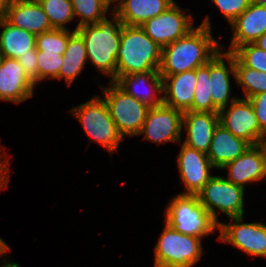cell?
Returning a JSON list of instances; mask_svg holds the SVG:
<instances>
[{"label": "cell", "mask_w": 266, "mask_h": 267, "mask_svg": "<svg viewBox=\"0 0 266 267\" xmlns=\"http://www.w3.org/2000/svg\"><path fill=\"white\" fill-rule=\"evenodd\" d=\"M6 20L35 35L54 29L38 0L10 1Z\"/></svg>", "instance_id": "cell-20"}, {"label": "cell", "mask_w": 266, "mask_h": 267, "mask_svg": "<svg viewBox=\"0 0 266 267\" xmlns=\"http://www.w3.org/2000/svg\"><path fill=\"white\" fill-rule=\"evenodd\" d=\"M209 62L196 69V86L191 111L219 113L209 93Z\"/></svg>", "instance_id": "cell-28"}, {"label": "cell", "mask_w": 266, "mask_h": 267, "mask_svg": "<svg viewBox=\"0 0 266 267\" xmlns=\"http://www.w3.org/2000/svg\"><path fill=\"white\" fill-rule=\"evenodd\" d=\"M174 0H119L113 12L123 25L141 26L146 20L166 11Z\"/></svg>", "instance_id": "cell-23"}, {"label": "cell", "mask_w": 266, "mask_h": 267, "mask_svg": "<svg viewBox=\"0 0 266 267\" xmlns=\"http://www.w3.org/2000/svg\"><path fill=\"white\" fill-rule=\"evenodd\" d=\"M162 48L141 26L123 25L116 60V80L132 73L159 71Z\"/></svg>", "instance_id": "cell-3"}, {"label": "cell", "mask_w": 266, "mask_h": 267, "mask_svg": "<svg viewBox=\"0 0 266 267\" xmlns=\"http://www.w3.org/2000/svg\"><path fill=\"white\" fill-rule=\"evenodd\" d=\"M0 52L2 57L17 59L32 54L36 35L10 24L6 19L0 22Z\"/></svg>", "instance_id": "cell-24"}, {"label": "cell", "mask_w": 266, "mask_h": 267, "mask_svg": "<svg viewBox=\"0 0 266 267\" xmlns=\"http://www.w3.org/2000/svg\"><path fill=\"white\" fill-rule=\"evenodd\" d=\"M219 170H227L225 178L244 189L247 184L266 180V156L262 145H251L240 157Z\"/></svg>", "instance_id": "cell-15"}, {"label": "cell", "mask_w": 266, "mask_h": 267, "mask_svg": "<svg viewBox=\"0 0 266 267\" xmlns=\"http://www.w3.org/2000/svg\"><path fill=\"white\" fill-rule=\"evenodd\" d=\"M98 85L103 93L101 97L105 100L110 116L122 137L125 139L128 136H138L149 107L126 93L114 81H109L108 87Z\"/></svg>", "instance_id": "cell-7"}, {"label": "cell", "mask_w": 266, "mask_h": 267, "mask_svg": "<svg viewBox=\"0 0 266 267\" xmlns=\"http://www.w3.org/2000/svg\"><path fill=\"white\" fill-rule=\"evenodd\" d=\"M54 29L71 30L67 23L75 20L71 0H38Z\"/></svg>", "instance_id": "cell-29"}, {"label": "cell", "mask_w": 266, "mask_h": 267, "mask_svg": "<svg viewBox=\"0 0 266 267\" xmlns=\"http://www.w3.org/2000/svg\"><path fill=\"white\" fill-rule=\"evenodd\" d=\"M10 251H11L10 246L0 237V257H2L3 259L2 261L3 264L1 263L0 267H14L17 264L16 262L13 261L9 262L10 260H6V254H8L7 252Z\"/></svg>", "instance_id": "cell-37"}, {"label": "cell", "mask_w": 266, "mask_h": 267, "mask_svg": "<svg viewBox=\"0 0 266 267\" xmlns=\"http://www.w3.org/2000/svg\"><path fill=\"white\" fill-rule=\"evenodd\" d=\"M245 67L266 72V51L254 43L239 46L232 53Z\"/></svg>", "instance_id": "cell-31"}, {"label": "cell", "mask_w": 266, "mask_h": 267, "mask_svg": "<svg viewBox=\"0 0 266 267\" xmlns=\"http://www.w3.org/2000/svg\"><path fill=\"white\" fill-rule=\"evenodd\" d=\"M186 12L175 2L162 14L146 20L141 27L154 42L164 48L195 27L193 16Z\"/></svg>", "instance_id": "cell-10"}, {"label": "cell", "mask_w": 266, "mask_h": 267, "mask_svg": "<svg viewBox=\"0 0 266 267\" xmlns=\"http://www.w3.org/2000/svg\"><path fill=\"white\" fill-rule=\"evenodd\" d=\"M181 144L177 154V168L184 192L181 194L197 195L213 176L210 171L214 167L206 153Z\"/></svg>", "instance_id": "cell-12"}, {"label": "cell", "mask_w": 266, "mask_h": 267, "mask_svg": "<svg viewBox=\"0 0 266 267\" xmlns=\"http://www.w3.org/2000/svg\"><path fill=\"white\" fill-rule=\"evenodd\" d=\"M20 65L25 70L27 76L35 83L39 84V72L37 65V49L36 47L32 49V54L21 55L17 58Z\"/></svg>", "instance_id": "cell-35"}, {"label": "cell", "mask_w": 266, "mask_h": 267, "mask_svg": "<svg viewBox=\"0 0 266 267\" xmlns=\"http://www.w3.org/2000/svg\"><path fill=\"white\" fill-rule=\"evenodd\" d=\"M216 8L220 10L229 24L234 21L245 9H247L252 0H210Z\"/></svg>", "instance_id": "cell-33"}, {"label": "cell", "mask_w": 266, "mask_h": 267, "mask_svg": "<svg viewBox=\"0 0 266 267\" xmlns=\"http://www.w3.org/2000/svg\"><path fill=\"white\" fill-rule=\"evenodd\" d=\"M68 111L79 121L90 138L88 144L92 142L100 144L110 156L117 152L120 143L125 141L110 116L105 100L99 95H94L87 102L75 105Z\"/></svg>", "instance_id": "cell-5"}, {"label": "cell", "mask_w": 266, "mask_h": 267, "mask_svg": "<svg viewBox=\"0 0 266 267\" xmlns=\"http://www.w3.org/2000/svg\"><path fill=\"white\" fill-rule=\"evenodd\" d=\"M236 85L242 87L244 96L250 97L266 92V72L257 71L255 69L245 67L235 57Z\"/></svg>", "instance_id": "cell-27"}, {"label": "cell", "mask_w": 266, "mask_h": 267, "mask_svg": "<svg viewBox=\"0 0 266 267\" xmlns=\"http://www.w3.org/2000/svg\"><path fill=\"white\" fill-rule=\"evenodd\" d=\"M229 25L233 35L226 52L233 53L239 46L254 43L266 32V6L252 2Z\"/></svg>", "instance_id": "cell-17"}, {"label": "cell", "mask_w": 266, "mask_h": 267, "mask_svg": "<svg viewBox=\"0 0 266 267\" xmlns=\"http://www.w3.org/2000/svg\"><path fill=\"white\" fill-rule=\"evenodd\" d=\"M35 83L17 59L2 57L0 63V101L20 104L32 98Z\"/></svg>", "instance_id": "cell-16"}, {"label": "cell", "mask_w": 266, "mask_h": 267, "mask_svg": "<svg viewBox=\"0 0 266 267\" xmlns=\"http://www.w3.org/2000/svg\"><path fill=\"white\" fill-rule=\"evenodd\" d=\"M75 32V29H52L50 31L36 35L35 47L43 52L65 53L68 44V38Z\"/></svg>", "instance_id": "cell-30"}, {"label": "cell", "mask_w": 266, "mask_h": 267, "mask_svg": "<svg viewBox=\"0 0 266 267\" xmlns=\"http://www.w3.org/2000/svg\"><path fill=\"white\" fill-rule=\"evenodd\" d=\"M255 45H257L259 48L266 51V32L260 36L255 42Z\"/></svg>", "instance_id": "cell-39"}, {"label": "cell", "mask_w": 266, "mask_h": 267, "mask_svg": "<svg viewBox=\"0 0 266 267\" xmlns=\"http://www.w3.org/2000/svg\"><path fill=\"white\" fill-rule=\"evenodd\" d=\"M165 209L164 222L179 233L204 239L218 231L219 224L207 212L197 195L177 193Z\"/></svg>", "instance_id": "cell-4"}, {"label": "cell", "mask_w": 266, "mask_h": 267, "mask_svg": "<svg viewBox=\"0 0 266 267\" xmlns=\"http://www.w3.org/2000/svg\"><path fill=\"white\" fill-rule=\"evenodd\" d=\"M252 2L258 3V4H262L266 6V0H252Z\"/></svg>", "instance_id": "cell-42"}, {"label": "cell", "mask_w": 266, "mask_h": 267, "mask_svg": "<svg viewBox=\"0 0 266 267\" xmlns=\"http://www.w3.org/2000/svg\"><path fill=\"white\" fill-rule=\"evenodd\" d=\"M260 144L262 145V148H263L265 156H266V138Z\"/></svg>", "instance_id": "cell-41"}, {"label": "cell", "mask_w": 266, "mask_h": 267, "mask_svg": "<svg viewBox=\"0 0 266 267\" xmlns=\"http://www.w3.org/2000/svg\"><path fill=\"white\" fill-rule=\"evenodd\" d=\"M260 127V143L266 138V92L249 98Z\"/></svg>", "instance_id": "cell-34"}, {"label": "cell", "mask_w": 266, "mask_h": 267, "mask_svg": "<svg viewBox=\"0 0 266 267\" xmlns=\"http://www.w3.org/2000/svg\"><path fill=\"white\" fill-rule=\"evenodd\" d=\"M111 14V15H110ZM110 20L105 17L96 24L79 27L76 31L82 36L87 51V60L98 72L110 81H116V60L120 46L123 22L112 11Z\"/></svg>", "instance_id": "cell-2"}, {"label": "cell", "mask_w": 266, "mask_h": 267, "mask_svg": "<svg viewBox=\"0 0 266 267\" xmlns=\"http://www.w3.org/2000/svg\"><path fill=\"white\" fill-rule=\"evenodd\" d=\"M244 193L243 187L228 181L225 176L213 175L197 196L207 212L219 224L220 213L228 218L244 217Z\"/></svg>", "instance_id": "cell-8"}, {"label": "cell", "mask_w": 266, "mask_h": 267, "mask_svg": "<svg viewBox=\"0 0 266 267\" xmlns=\"http://www.w3.org/2000/svg\"><path fill=\"white\" fill-rule=\"evenodd\" d=\"M115 83L126 93L149 108L163 104V78L159 71L120 76ZM141 86L147 90L141 91L139 89Z\"/></svg>", "instance_id": "cell-18"}, {"label": "cell", "mask_w": 266, "mask_h": 267, "mask_svg": "<svg viewBox=\"0 0 266 267\" xmlns=\"http://www.w3.org/2000/svg\"><path fill=\"white\" fill-rule=\"evenodd\" d=\"M230 223L220 222L217 240L230 244L248 256L266 258V224L246 222L242 217H230Z\"/></svg>", "instance_id": "cell-9"}, {"label": "cell", "mask_w": 266, "mask_h": 267, "mask_svg": "<svg viewBox=\"0 0 266 267\" xmlns=\"http://www.w3.org/2000/svg\"><path fill=\"white\" fill-rule=\"evenodd\" d=\"M73 12L78 23L75 31L84 25L96 24L113 11L102 0H71Z\"/></svg>", "instance_id": "cell-26"}, {"label": "cell", "mask_w": 266, "mask_h": 267, "mask_svg": "<svg viewBox=\"0 0 266 267\" xmlns=\"http://www.w3.org/2000/svg\"><path fill=\"white\" fill-rule=\"evenodd\" d=\"M1 60H2V54H1V52H0V63H1Z\"/></svg>", "instance_id": "cell-43"}, {"label": "cell", "mask_w": 266, "mask_h": 267, "mask_svg": "<svg viewBox=\"0 0 266 267\" xmlns=\"http://www.w3.org/2000/svg\"><path fill=\"white\" fill-rule=\"evenodd\" d=\"M104 3H106L110 8L112 7L111 3H116L113 5L112 10H114L117 7V0H102Z\"/></svg>", "instance_id": "cell-40"}, {"label": "cell", "mask_w": 266, "mask_h": 267, "mask_svg": "<svg viewBox=\"0 0 266 267\" xmlns=\"http://www.w3.org/2000/svg\"><path fill=\"white\" fill-rule=\"evenodd\" d=\"M11 156L13 155L11 154L8 156L6 152H0V192L9 186V173L11 170L9 158Z\"/></svg>", "instance_id": "cell-36"}, {"label": "cell", "mask_w": 266, "mask_h": 267, "mask_svg": "<svg viewBox=\"0 0 266 267\" xmlns=\"http://www.w3.org/2000/svg\"><path fill=\"white\" fill-rule=\"evenodd\" d=\"M251 144L234 136L222 124H218L207 156L212 166L219 171L225 164L240 157Z\"/></svg>", "instance_id": "cell-22"}, {"label": "cell", "mask_w": 266, "mask_h": 267, "mask_svg": "<svg viewBox=\"0 0 266 267\" xmlns=\"http://www.w3.org/2000/svg\"><path fill=\"white\" fill-rule=\"evenodd\" d=\"M219 120L234 136L251 145L260 144V127L249 99L238 97L219 111Z\"/></svg>", "instance_id": "cell-13"}, {"label": "cell", "mask_w": 266, "mask_h": 267, "mask_svg": "<svg viewBox=\"0 0 266 267\" xmlns=\"http://www.w3.org/2000/svg\"><path fill=\"white\" fill-rule=\"evenodd\" d=\"M163 78V104L180 110L191 111L196 86V69Z\"/></svg>", "instance_id": "cell-21"}, {"label": "cell", "mask_w": 266, "mask_h": 267, "mask_svg": "<svg viewBox=\"0 0 266 267\" xmlns=\"http://www.w3.org/2000/svg\"><path fill=\"white\" fill-rule=\"evenodd\" d=\"M219 123V113L183 112L182 130L186 133L183 143L207 154Z\"/></svg>", "instance_id": "cell-19"}, {"label": "cell", "mask_w": 266, "mask_h": 267, "mask_svg": "<svg viewBox=\"0 0 266 267\" xmlns=\"http://www.w3.org/2000/svg\"><path fill=\"white\" fill-rule=\"evenodd\" d=\"M183 112L164 104L149 108L139 135L143 140L156 143H179L182 137Z\"/></svg>", "instance_id": "cell-11"}, {"label": "cell", "mask_w": 266, "mask_h": 267, "mask_svg": "<svg viewBox=\"0 0 266 267\" xmlns=\"http://www.w3.org/2000/svg\"><path fill=\"white\" fill-rule=\"evenodd\" d=\"M63 55L60 52H43L37 50V65L39 72V83L44 80H54L58 77Z\"/></svg>", "instance_id": "cell-32"}, {"label": "cell", "mask_w": 266, "mask_h": 267, "mask_svg": "<svg viewBox=\"0 0 266 267\" xmlns=\"http://www.w3.org/2000/svg\"><path fill=\"white\" fill-rule=\"evenodd\" d=\"M10 1L11 0H0V22L6 19Z\"/></svg>", "instance_id": "cell-38"}, {"label": "cell", "mask_w": 266, "mask_h": 267, "mask_svg": "<svg viewBox=\"0 0 266 267\" xmlns=\"http://www.w3.org/2000/svg\"><path fill=\"white\" fill-rule=\"evenodd\" d=\"M222 44L213 37L212 23L205 16L201 24L185 36L162 48L160 75H175L207 64Z\"/></svg>", "instance_id": "cell-1"}, {"label": "cell", "mask_w": 266, "mask_h": 267, "mask_svg": "<svg viewBox=\"0 0 266 267\" xmlns=\"http://www.w3.org/2000/svg\"><path fill=\"white\" fill-rule=\"evenodd\" d=\"M154 246L153 267H193L204 254L203 238L177 232L167 223Z\"/></svg>", "instance_id": "cell-6"}, {"label": "cell", "mask_w": 266, "mask_h": 267, "mask_svg": "<svg viewBox=\"0 0 266 267\" xmlns=\"http://www.w3.org/2000/svg\"><path fill=\"white\" fill-rule=\"evenodd\" d=\"M87 51L82 36L75 31L69 38L63 54V64L55 80L64 79L70 87L87 65Z\"/></svg>", "instance_id": "cell-25"}, {"label": "cell", "mask_w": 266, "mask_h": 267, "mask_svg": "<svg viewBox=\"0 0 266 267\" xmlns=\"http://www.w3.org/2000/svg\"><path fill=\"white\" fill-rule=\"evenodd\" d=\"M223 49L225 48L222 45V49L209 61V93L213 106L218 111L238 98L231 93L232 84L230 81L234 77L236 82L235 56L232 53L223 52Z\"/></svg>", "instance_id": "cell-14"}]
</instances>
